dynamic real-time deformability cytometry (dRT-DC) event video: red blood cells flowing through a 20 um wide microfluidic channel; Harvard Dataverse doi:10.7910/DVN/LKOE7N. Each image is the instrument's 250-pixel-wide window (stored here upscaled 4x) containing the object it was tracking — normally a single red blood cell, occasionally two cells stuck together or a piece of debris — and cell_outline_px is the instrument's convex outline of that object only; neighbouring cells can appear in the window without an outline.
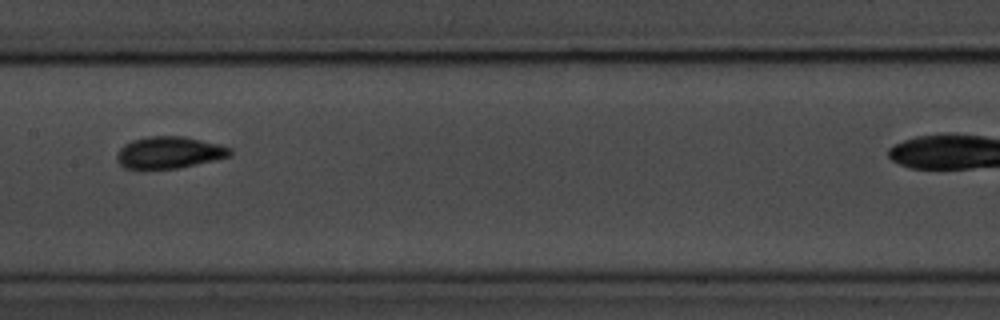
{"species": "common noctule bat (a hibernating species)", "species_latin": "Nyctalus noctula", "temperature_condition": "room temperature", "stored_images_in_passage": 12, "camera_frame_rate_fps": 3000, "um_per_image_px": 0.085, "animal": {"sex": "male", "body_mass_g": 20.1, "forearm_length_mm": 53.5}, "frame": {"image": 1, "passage_image": 6, "time_ms": 6.333, "image_size_px": [1000, 320], "cell_outline_px": [[232, 156], [176, 168], [124, 168], [116, 160], [116, 156], [120, 148], [124, 144], [132, 140], [148, 136], [184, 136], [220, 144], [232, 148]], "centroid_in_image_um": [14.39, 12.94], "position_along_channel_um": 193.0, "area_um2": 20.92}}
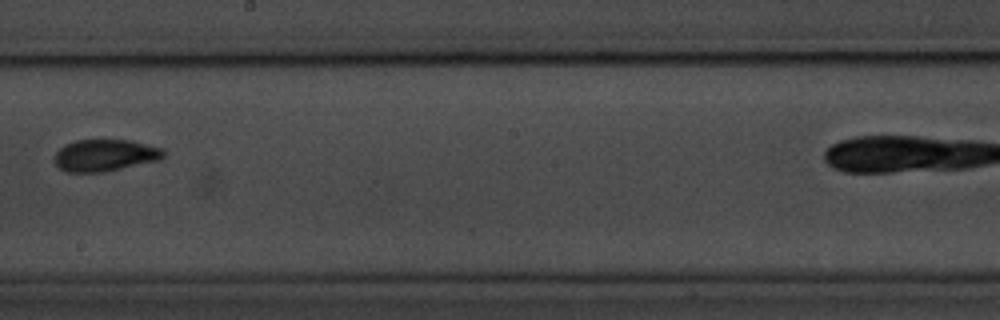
{"frame": {"image": 2, "passage_image": 7, "time_ms": 7.667, "image_size_px": [1000, 320], "cell_outline_px": [[164, 156], [160, 160], [104, 172], [64, 172], [52, 160], [56, 152], [64, 144], [76, 140], [132, 140], [160, 148], [164, 152]], "centroid_in_image_um": [8.88, 13.2], "position_along_channel_um": 239.3, "area_um2": 20.35}}